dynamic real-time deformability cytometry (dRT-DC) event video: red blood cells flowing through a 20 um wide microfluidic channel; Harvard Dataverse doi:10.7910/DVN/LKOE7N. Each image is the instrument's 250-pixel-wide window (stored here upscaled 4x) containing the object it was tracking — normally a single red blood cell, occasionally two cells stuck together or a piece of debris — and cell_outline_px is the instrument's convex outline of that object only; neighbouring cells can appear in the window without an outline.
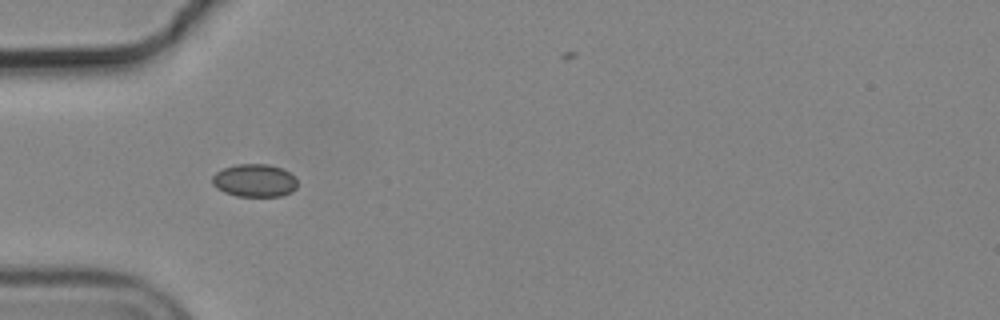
{"species": "common noctule bat (a hibernating species)", "species_latin": "Nyctalus noctula", "temperature_condition": "cold", "stored_images_in_passage": 28, "camera_frame_rate_fps": 3000, "um_per_image_px": 0.085, "animal": {"sex": "male", "body_mass_g": 19.2, "forearm_length_mm": 51.8}, "frame": {"image": 1, "passage_image": 5, "time_ms": 1.333, "image_size_px": [1000, 320], "cell_outline_px": [[296, 188], [292, 192], [280, 196], [236, 196], [224, 192], [216, 188], [212, 184], [212, 176], [216, 172], [224, 168], [236, 164], [268, 164], [284, 168], [296, 180]], "centroid_in_image_um": [21.62, 15.34], "position_along_channel_um": 63.4, "area_um2": 16.36}}